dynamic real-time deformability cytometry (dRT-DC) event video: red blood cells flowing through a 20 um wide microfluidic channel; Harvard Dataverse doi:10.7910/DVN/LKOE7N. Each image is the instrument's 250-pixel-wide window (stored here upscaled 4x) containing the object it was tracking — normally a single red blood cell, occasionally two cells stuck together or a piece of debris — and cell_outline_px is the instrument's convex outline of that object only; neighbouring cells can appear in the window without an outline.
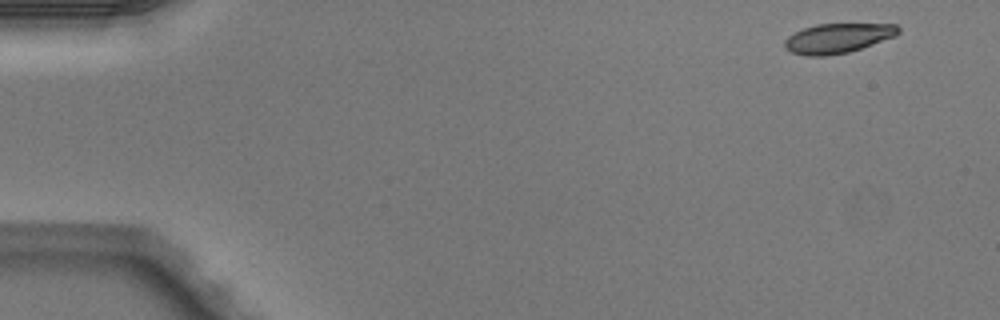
{"species": "Egyptian fruit bat (a non-hibernating species)", "species_latin": "Rousettus aegyptiacus", "temperature_condition": "warm", "stored_images_in_passage": 5, "camera_frame_rate_fps": 3000, "um_per_image_px": 0.085, "animal": {"sex": "male"}, "frame": {"image": 1, "passage_image": 1, "time_ms": 0.0, "image_size_px": [1000, 320], "cell_outline_px": [[900, 32], [896, 36], [848, 52], [824, 56], [808, 56], [792, 52], [784, 48], [784, 40], [788, 36], [804, 28], [816, 24], [896, 24], [900, 28]], "centroid_in_image_um": [71.21, 3.24], "position_along_channel_um": 13.8, "area_um2": 19.54}}
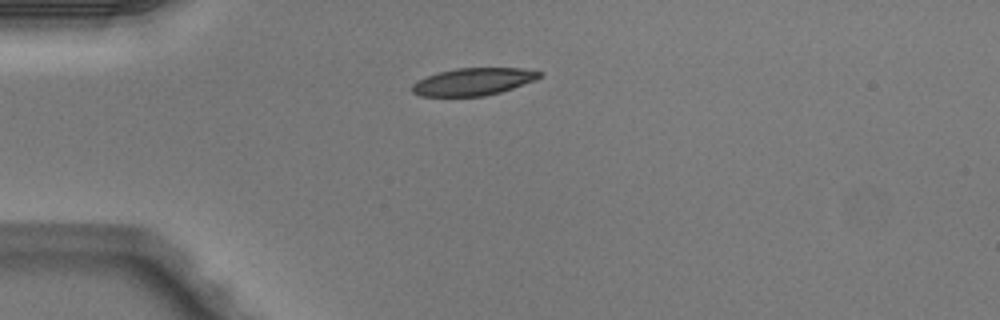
{"frame": {"image": 2, "passage_image": 3, "time_ms": 0.667, "image_size_px": [1000, 320], "cell_outline_px": [[540, 76], [532, 80], [512, 88], [500, 92], [484, 96], [420, 96], [412, 92], [412, 84], [416, 80], [440, 72], [456, 68], [520, 68], [540, 72]], "centroid_in_image_um": [40.15, 6.94], "position_along_channel_um": 44.8, "area_um2": 19.94}}
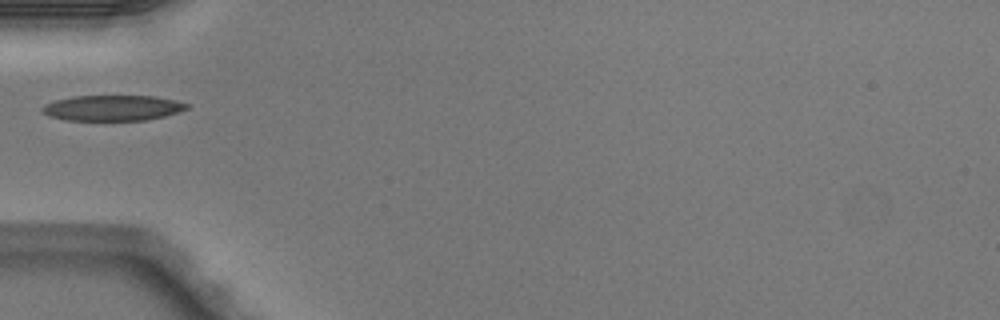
{"frame": {"image": 3, "passage_image": 4, "time_ms": 1.0, "image_size_px": [1000, 320], "cell_outline_px": [[188, 108], [164, 116], [144, 120], [64, 120], [48, 116], [40, 108], [44, 104], [56, 100], [72, 96], [156, 96], [176, 100], [188, 104]], "centroid_in_image_um": [9.53, 9.17], "position_along_channel_um": 75.5, "area_um2": 21.44}}